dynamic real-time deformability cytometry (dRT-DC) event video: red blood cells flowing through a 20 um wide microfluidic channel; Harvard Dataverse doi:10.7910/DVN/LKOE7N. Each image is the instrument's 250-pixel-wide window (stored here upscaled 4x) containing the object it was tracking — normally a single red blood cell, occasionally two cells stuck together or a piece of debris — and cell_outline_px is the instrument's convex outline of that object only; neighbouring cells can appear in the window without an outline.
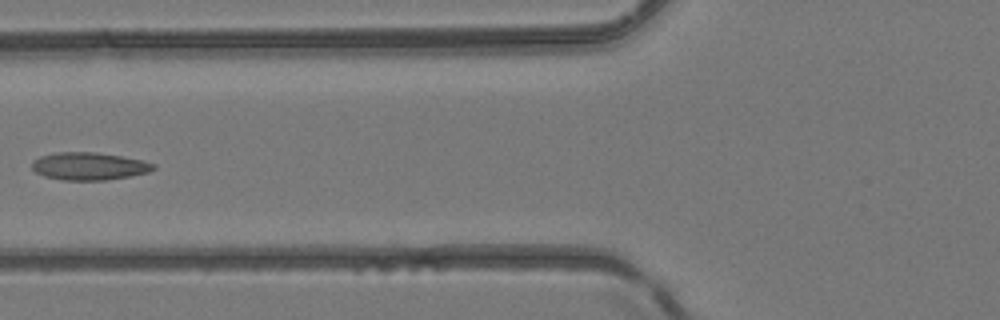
{"species": "common noctule bat (a hibernating species)", "species_latin": "Nyctalus noctula", "temperature_condition": "room temperature", "stored_images_in_passage": 6, "camera_frame_rate_fps": 3000, "um_per_image_px": 0.085, "animal": {"sex": "female", "body_mass_g": 24.6, "forearm_length_mm": 56.2}, "frame": {"image": 1, "passage_image": 5, "time_ms": 4.667, "image_size_px": [1000, 320], "cell_outline_px": [[156, 168], [148, 172], [128, 176], [104, 180], [60, 180], [44, 176], [36, 172], [32, 168], [32, 160], [40, 156], [56, 152], [96, 152], [144, 160], [156, 164]], "centroid_in_image_um": [7.56, 14.12], "position_along_channel_um": 118.2, "area_um2": 19.59}}
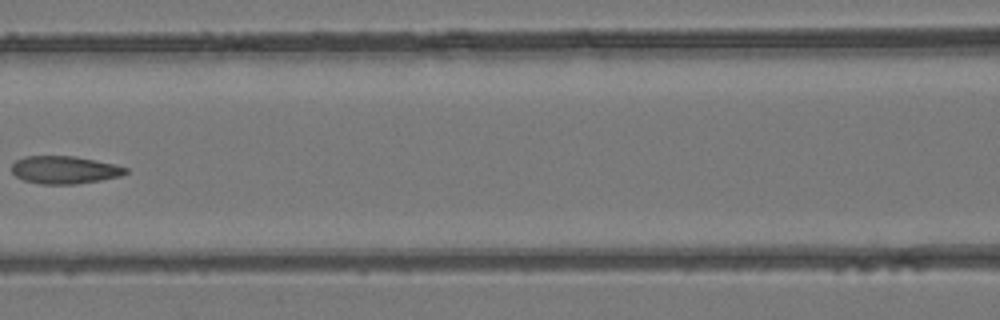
{"frame": {"image": 2, "passage_image": 6, "time_ms": 5.667, "image_size_px": [1000, 320], "cell_outline_px": [[128, 172], [120, 176], [100, 180], [76, 184], [40, 184], [24, 180], [16, 176], [12, 172], [12, 164], [16, 160], [24, 156], [76, 156], [112, 164], [128, 168]], "centroid_in_image_um": [5.46, 14.44], "position_along_channel_um": 161.1, "area_um2": 18.32}}